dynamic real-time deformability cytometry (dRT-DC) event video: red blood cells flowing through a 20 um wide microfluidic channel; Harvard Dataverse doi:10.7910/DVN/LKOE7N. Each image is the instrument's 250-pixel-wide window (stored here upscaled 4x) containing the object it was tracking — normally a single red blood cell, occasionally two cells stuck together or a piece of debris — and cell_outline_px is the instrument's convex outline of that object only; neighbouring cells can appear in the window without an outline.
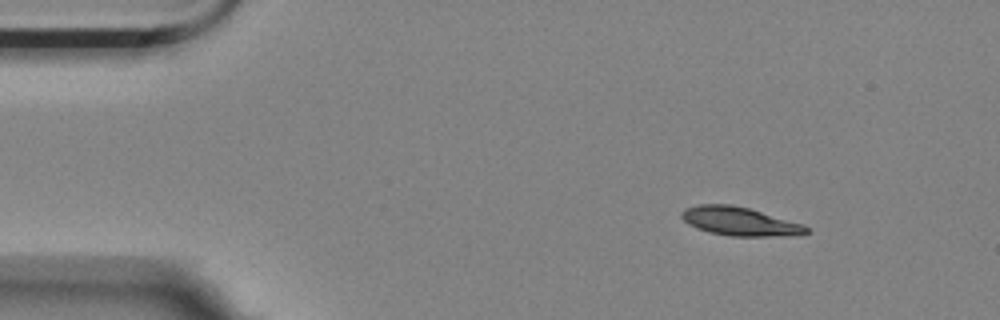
{"species": "Egyptian fruit bat (a non-hibernating species)", "species_latin": "Rousettus aegyptiacus", "temperature_condition": "room temperature", "stored_images_in_passage": 5, "camera_frame_rate_fps": 3000, "um_per_image_px": 0.085, "animal": {"sex": "female"}, "frame": {"image": 1, "passage_image": 1, "time_ms": 0.0, "image_size_px": [1000, 320], "cell_outline_px": [[812, 232], [800, 236], [732, 236], [708, 232], [696, 228], [688, 224], [680, 216], [680, 212], [684, 208], [700, 204], [732, 204], [748, 208], [804, 224]], "centroid_in_image_um": [62.91, 18.82], "position_along_channel_um": 22.1, "area_um2": 21.1}}
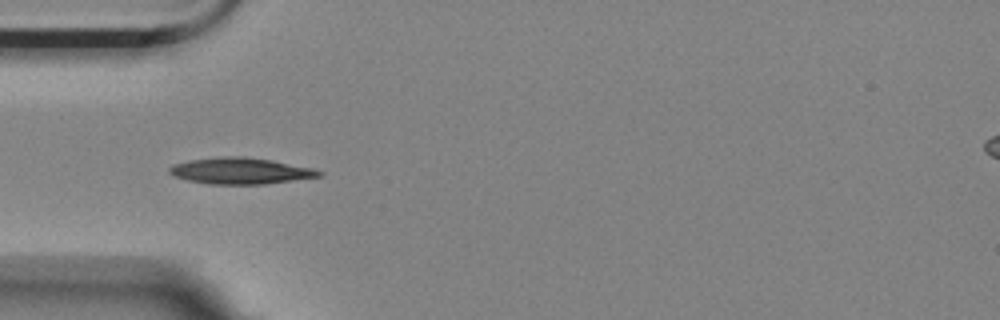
{"frame": {"image": 2, "passage_image": 4, "time_ms": 1.0, "image_size_px": [1000, 320], "cell_outline_px": [[324, 172], [320, 176], [264, 184], [208, 184], [188, 180], [176, 176], [168, 172], [168, 168], [172, 164], [188, 160], [220, 156], [244, 156], [272, 160], [312, 168]], "centroid_in_image_um": [20.4, 14.51], "position_along_channel_um": 64.6, "area_um2": 22.89}}
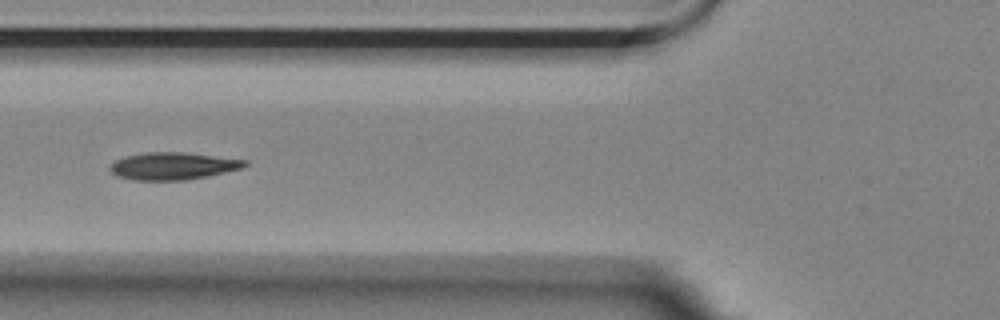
{"frame": {"image": 3, "passage_image": 5, "time_ms": 1.333, "image_size_px": [1000, 320], "cell_outline_px": [[248, 164], [244, 168], [208, 176], [188, 180], [136, 180], [116, 176], [108, 168], [116, 160], [128, 156], [148, 152], [184, 152], [248, 160]], "centroid_in_image_um": [14.75, 14.11], "position_along_channel_um": 111.0, "area_um2": 21.44}}